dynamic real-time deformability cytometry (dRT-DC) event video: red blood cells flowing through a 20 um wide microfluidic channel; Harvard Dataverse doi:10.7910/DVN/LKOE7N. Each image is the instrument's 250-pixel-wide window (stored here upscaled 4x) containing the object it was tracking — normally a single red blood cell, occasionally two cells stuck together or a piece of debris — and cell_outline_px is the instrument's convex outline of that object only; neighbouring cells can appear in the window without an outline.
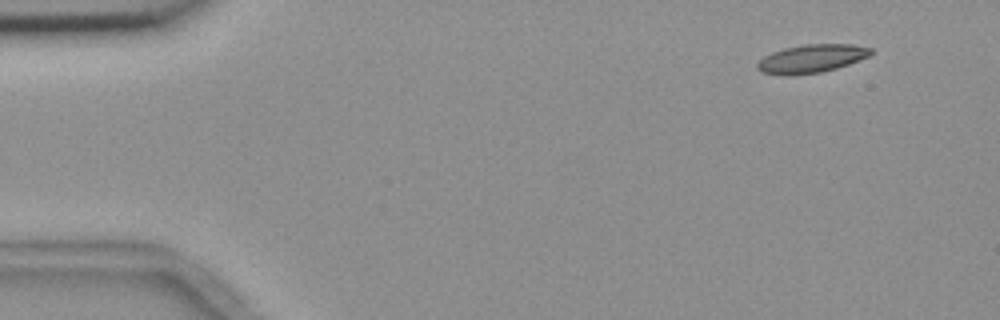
{"species": "common noctule bat (a hibernating species)", "species_latin": "Nyctalus noctula", "temperature_condition": "room temperature", "stored_images_in_passage": 10, "camera_frame_rate_fps": 3000, "um_per_image_px": 0.085, "animal": {"sex": "female", "body_mass_g": 18.4}, "frame": {"image": 1, "passage_image": 1, "time_ms": 0.0, "image_size_px": [1000, 320], "cell_outline_px": [[872, 52], [868, 56], [848, 64], [836, 68], [820, 72], [784, 76], [764, 72], [756, 68], [756, 64], [764, 56], [772, 52], [784, 48], [804, 44], [852, 44], [872, 48]], "centroid_in_image_um": [68.95, 4.98], "position_along_channel_um": 16.0, "area_um2": 18.55}}